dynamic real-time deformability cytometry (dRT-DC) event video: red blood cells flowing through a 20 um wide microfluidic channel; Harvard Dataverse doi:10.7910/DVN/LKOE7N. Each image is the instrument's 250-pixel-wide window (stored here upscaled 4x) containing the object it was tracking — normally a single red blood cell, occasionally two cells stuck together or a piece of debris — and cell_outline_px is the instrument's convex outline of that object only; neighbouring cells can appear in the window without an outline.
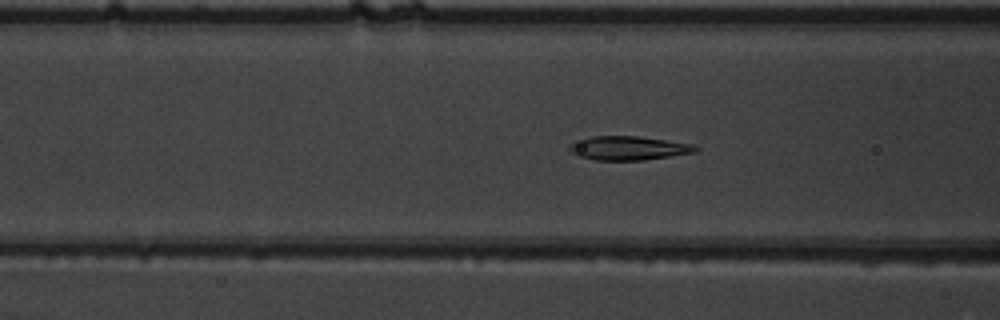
{"species": "common noctule bat (a hibernating species)", "species_latin": "Nyctalus noctula", "temperature_condition": "warm", "stored_images_in_passage": 38, "camera_frame_rate_fps": 3000, "um_per_image_px": 0.085, "animal": {"sex": "male", "body_mass_g": 19.5, "forearm_length_mm": 54.6}, "frame": {"image": 1, "passage_image": 6, "time_ms": 1.667, "image_size_px": [1000, 320], "cell_outline_px": [[700, 148], [696, 152], [644, 160], [596, 160], [576, 156], [568, 148], [568, 144], [592, 136], [636, 136], [696, 144]], "centroid_in_image_um": [53.44, 12.59], "position_along_channel_um": 113.2, "area_um2": 17.63}}
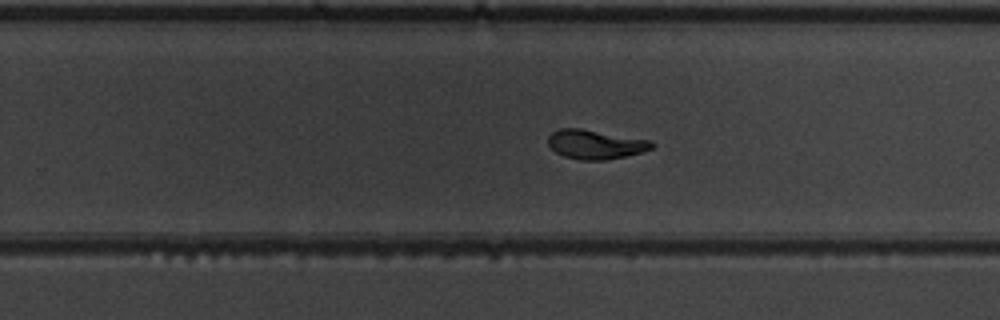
{"frame": {"image": 2, "passage_image": 19, "time_ms": 6.0, "image_size_px": [1000, 320], "cell_outline_px": [[656, 144], [652, 148], [640, 152], [624, 156], [604, 160], [580, 160], [564, 156], [556, 152], [548, 144], [548, 136], [552, 132], [560, 128], [580, 128], [652, 140]], "centroid_in_image_um": [50.61, 12.26], "position_along_channel_um": 279.2, "area_um2": 17.63}}
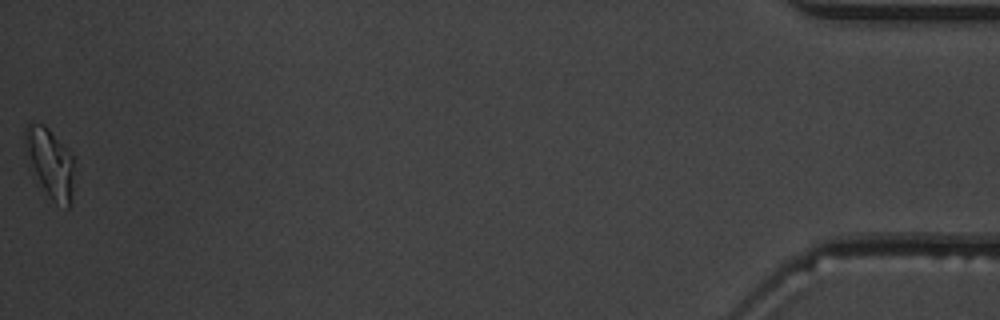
{"frame": {"image": 3, "passage_image": 38, "time_ms": 12.333, "image_size_px": [1000, 320], "cell_outline_px": [[72, 200], [68, 208], [56, 204], [48, 196], [32, 176], [28, 168], [24, 136], [24, 128], [32, 120], [44, 124], [68, 148], [72, 156]], "centroid_in_image_um": [4.19, 13.83], "position_along_channel_um": 431.0, "area_um2": 20.46}, "authors_computed_cell_mechanics": {"area_um2": 17.6579, "velocity_mm_per_s": 3.8381, "shape_relaxation_time_tau1_ms": 3.7125, "shape_relaxation_time_tau2_ms": 1.4026, "deformation_change_tau1": 0.203, "deformation_change_tau2": 0.0836}}